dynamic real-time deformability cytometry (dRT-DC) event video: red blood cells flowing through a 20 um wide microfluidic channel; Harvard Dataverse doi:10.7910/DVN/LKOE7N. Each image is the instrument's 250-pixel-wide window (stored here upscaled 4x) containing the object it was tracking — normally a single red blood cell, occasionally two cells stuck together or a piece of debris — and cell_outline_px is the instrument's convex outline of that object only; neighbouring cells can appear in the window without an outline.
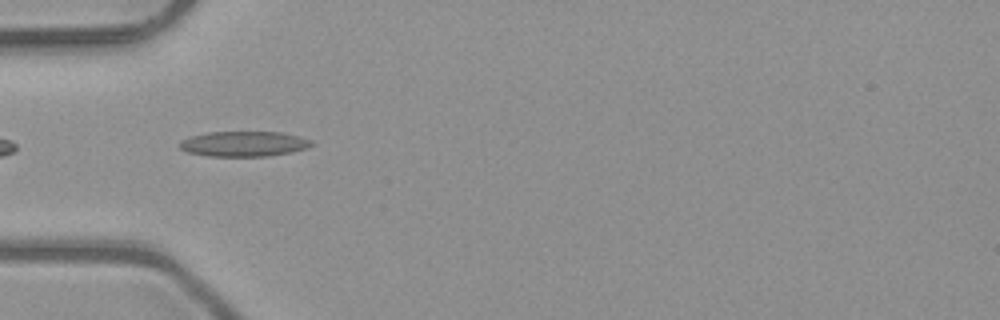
{"species": "common noctule bat (a hibernating species)", "species_latin": "Nyctalus noctula", "temperature_condition": "room temperature", "stored_images_in_passage": 7, "camera_frame_rate_fps": 3000, "um_per_image_px": 0.085, "animal": {"sex": "male", "body_mass_g": 23.1, "forearm_length_mm": 52.7}, "frame": {"image": 1, "passage_image": 5, "time_ms": 1.333, "image_size_px": [1000, 320], "cell_outline_px": [[312, 144], [308, 148], [292, 152], [268, 156], [208, 156], [188, 152], [180, 148], [180, 140], [192, 136], [208, 132], [280, 132], [300, 136], [312, 140]], "centroid_in_image_um": [20.75, 12.23], "position_along_channel_um": 64.2, "area_um2": 19.36}}
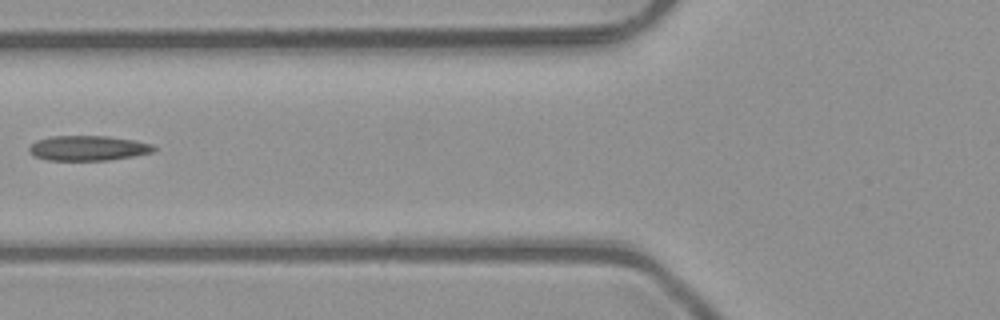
{"frame": {"image": 2, "passage_image": 6, "time_ms": 1.667, "image_size_px": [1000, 320], "cell_outline_px": [[156, 148], [152, 152], [132, 156], [108, 160], [48, 160], [32, 156], [28, 152], [28, 148], [36, 140], [52, 136], [108, 136], [132, 140], [152, 144]], "centroid_in_image_um": [7.43, 12.59], "position_along_channel_um": 118.4, "area_um2": 18.09}}
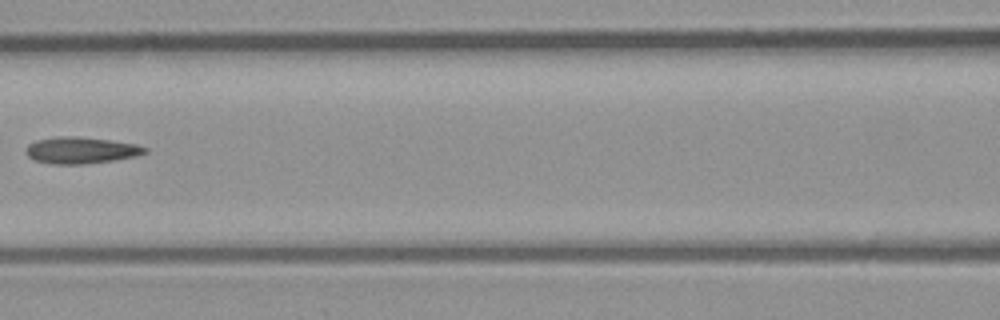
{"frame": {"image": 3, "passage_image": 7, "time_ms": 2.0, "image_size_px": [1000, 320], "cell_outline_px": [[148, 152], [136, 156], [112, 160], [84, 164], [52, 164], [36, 160], [28, 156], [24, 152], [28, 144], [36, 140], [56, 136], [72, 136], [108, 140], [136, 144], [148, 148]], "centroid_in_image_um": [6.86, 12.77], "position_along_channel_um": 159.7, "area_um2": 18.32}}